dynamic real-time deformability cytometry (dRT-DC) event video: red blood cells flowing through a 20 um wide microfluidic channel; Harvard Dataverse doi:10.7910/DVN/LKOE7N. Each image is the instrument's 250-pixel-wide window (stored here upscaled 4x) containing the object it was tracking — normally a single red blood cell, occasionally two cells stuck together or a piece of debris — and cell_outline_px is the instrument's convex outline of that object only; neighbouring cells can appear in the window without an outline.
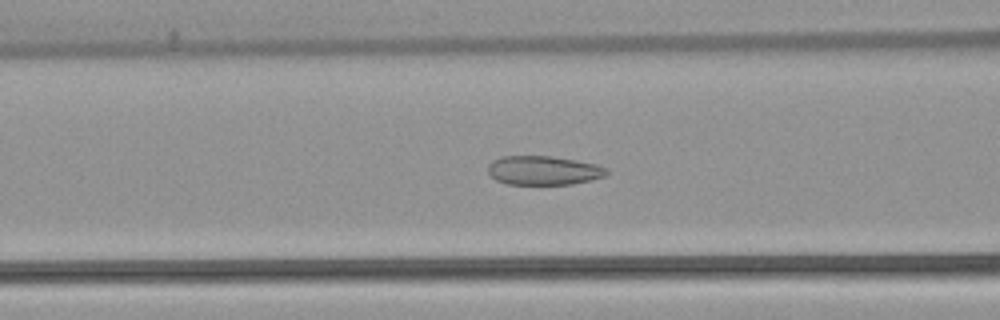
{"species": "common noctule bat (a hibernating species)", "species_latin": "Nyctalus noctula", "temperature_condition": "warm", "stored_images_in_passage": 54, "camera_frame_rate_fps": 3000, "um_per_image_px": 0.085, "animal": {"sex": "female", "body_mass_g": 22.7, "forearm_length_mm": 54.2}, "frame": {"image": 1, "passage_image": 22, "time_ms": 7.0, "image_size_px": [1000, 320], "cell_outline_px": [[608, 172], [604, 176], [592, 180], [572, 184], [508, 184], [496, 180], [488, 172], [488, 164], [492, 160], [500, 156], [552, 156], [576, 160], [596, 164], [608, 168]], "centroid_in_image_um": [46.2, 14.48], "position_along_channel_um": 120.4, "area_um2": 20.17}}
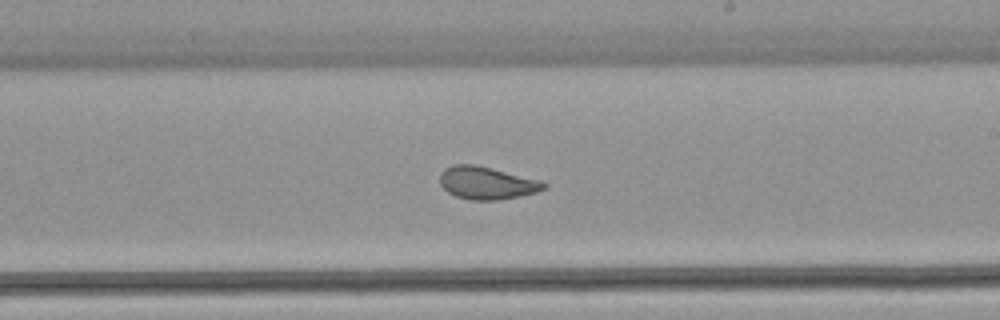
{"frame": {"image": 2, "passage_image": 32, "time_ms": 10.333, "image_size_px": [1000, 320], "cell_outline_px": [[548, 188], [536, 192], [520, 196], [500, 200], [472, 200], [456, 196], [448, 192], [440, 184], [440, 172], [444, 168], [452, 164], [476, 164], [540, 180], [548, 184]], "centroid_in_image_um": [41.38, 15.54], "position_along_channel_um": 247.6, "area_um2": 19.94}}
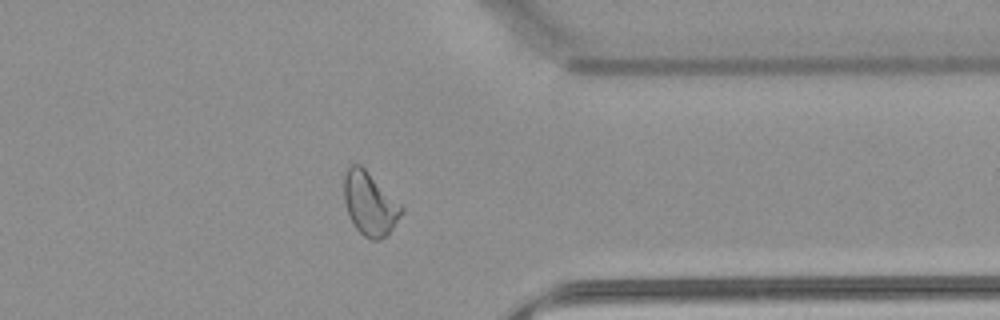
{"frame": {"image": 3, "passage_image": 43, "time_ms": 14.0, "image_size_px": [1000, 320], "cell_outline_px": [[404, 212], [388, 236], [380, 240], [372, 240], [364, 236], [356, 228], [348, 212], [344, 200], [344, 172], [348, 164], [360, 164], [404, 208]], "centroid_in_image_um": [31.44, 17.32], "position_along_channel_um": 380.0, "area_um2": 21.15}, "authors_computed_cell_mechanics": {"area_um2": 22.4842, "velocity_mm_per_s": 3.821, "shape_relaxation_time_tau1_ms": null, "shape_relaxation_time_tau2_ms": 1.1073, "deformation_change_tau1": null, "deformation_change_tau2": 0.0702}}